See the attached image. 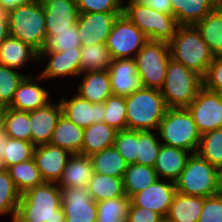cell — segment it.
<instances>
[{"label": "cell", "instance_id": "1", "mask_svg": "<svg viewBox=\"0 0 222 222\" xmlns=\"http://www.w3.org/2000/svg\"><path fill=\"white\" fill-rule=\"evenodd\" d=\"M57 183L44 182L21 194L14 222H65Z\"/></svg>", "mask_w": 222, "mask_h": 222}, {"label": "cell", "instance_id": "2", "mask_svg": "<svg viewBox=\"0 0 222 222\" xmlns=\"http://www.w3.org/2000/svg\"><path fill=\"white\" fill-rule=\"evenodd\" d=\"M168 43L174 61L205 77L215 56L194 25H179Z\"/></svg>", "mask_w": 222, "mask_h": 222}, {"label": "cell", "instance_id": "3", "mask_svg": "<svg viewBox=\"0 0 222 222\" xmlns=\"http://www.w3.org/2000/svg\"><path fill=\"white\" fill-rule=\"evenodd\" d=\"M125 99L127 129L157 131L168 108L160 90L142 86Z\"/></svg>", "mask_w": 222, "mask_h": 222}, {"label": "cell", "instance_id": "4", "mask_svg": "<svg viewBox=\"0 0 222 222\" xmlns=\"http://www.w3.org/2000/svg\"><path fill=\"white\" fill-rule=\"evenodd\" d=\"M162 144L196 153L201 134L187 108H167L157 129Z\"/></svg>", "mask_w": 222, "mask_h": 222}, {"label": "cell", "instance_id": "5", "mask_svg": "<svg viewBox=\"0 0 222 222\" xmlns=\"http://www.w3.org/2000/svg\"><path fill=\"white\" fill-rule=\"evenodd\" d=\"M10 35L25 42L38 53L42 51L47 39L44 8L41 0L11 9Z\"/></svg>", "mask_w": 222, "mask_h": 222}, {"label": "cell", "instance_id": "6", "mask_svg": "<svg viewBox=\"0 0 222 222\" xmlns=\"http://www.w3.org/2000/svg\"><path fill=\"white\" fill-rule=\"evenodd\" d=\"M203 87V78L170 58L160 92L168 108H187Z\"/></svg>", "mask_w": 222, "mask_h": 222}, {"label": "cell", "instance_id": "7", "mask_svg": "<svg viewBox=\"0 0 222 222\" xmlns=\"http://www.w3.org/2000/svg\"><path fill=\"white\" fill-rule=\"evenodd\" d=\"M123 14L149 40L169 42L176 34L179 26L173 15L156 11L147 4L138 2L137 0H124Z\"/></svg>", "mask_w": 222, "mask_h": 222}, {"label": "cell", "instance_id": "8", "mask_svg": "<svg viewBox=\"0 0 222 222\" xmlns=\"http://www.w3.org/2000/svg\"><path fill=\"white\" fill-rule=\"evenodd\" d=\"M176 191L191 196L209 197L219 193V168L197 153L191 154L180 177Z\"/></svg>", "mask_w": 222, "mask_h": 222}, {"label": "cell", "instance_id": "9", "mask_svg": "<svg viewBox=\"0 0 222 222\" xmlns=\"http://www.w3.org/2000/svg\"><path fill=\"white\" fill-rule=\"evenodd\" d=\"M170 58L168 42L148 40L144 44L134 58L143 87L162 88Z\"/></svg>", "mask_w": 222, "mask_h": 222}, {"label": "cell", "instance_id": "10", "mask_svg": "<svg viewBox=\"0 0 222 222\" xmlns=\"http://www.w3.org/2000/svg\"><path fill=\"white\" fill-rule=\"evenodd\" d=\"M149 39L125 14H120L113 23L106 46L112 59H134Z\"/></svg>", "mask_w": 222, "mask_h": 222}, {"label": "cell", "instance_id": "11", "mask_svg": "<svg viewBox=\"0 0 222 222\" xmlns=\"http://www.w3.org/2000/svg\"><path fill=\"white\" fill-rule=\"evenodd\" d=\"M187 109L201 135L222 128V101L217 92L203 86Z\"/></svg>", "mask_w": 222, "mask_h": 222}, {"label": "cell", "instance_id": "12", "mask_svg": "<svg viewBox=\"0 0 222 222\" xmlns=\"http://www.w3.org/2000/svg\"><path fill=\"white\" fill-rule=\"evenodd\" d=\"M38 60V64L43 63L45 65L44 70L39 73L45 80L64 79L65 77L76 78L82 73L81 47L62 52L41 51Z\"/></svg>", "mask_w": 222, "mask_h": 222}, {"label": "cell", "instance_id": "13", "mask_svg": "<svg viewBox=\"0 0 222 222\" xmlns=\"http://www.w3.org/2000/svg\"><path fill=\"white\" fill-rule=\"evenodd\" d=\"M65 222H96L97 202L87 187L60 188Z\"/></svg>", "mask_w": 222, "mask_h": 222}, {"label": "cell", "instance_id": "14", "mask_svg": "<svg viewBox=\"0 0 222 222\" xmlns=\"http://www.w3.org/2000/svg\"><path fill=\"white\" fill-rule=\"evenodd\" d=\"M123 12L79 13L77 30L82 46L106 44L112 26Z\"/></svg>", "mask_w": 222, "mask_h": 222}, {"label": "cell", "instance_id": "15", "mask_svg": "<svg viewBox=\"0 0 222 222\" xmlns=\"http://www.w3.org/2000/svg\"><path fill=\"white\" fill-rule=\"evenodd\" d=\"M175 193V182L157 179L153 184L133 195L130 201L135 206L153 210L166 218Z\"/></svg>", "mask_w": 222, "mask_h": 222}, {"label": "cell", "instance_id": "16", "mask_svg": "<svg viewBox=\"0 0 222 222\" xmlns=\"http://www.w3.org/2000/svg\"><path fill=\"white\" fill-rule=\"evenodd\" d=\"M43 81L46 82L39 74L35 77L31 73L26 75L18 85L9 107L30 112L47 105L53 98L50 92L41 86Z\"/></svg>", "mask_w": 222, "mask_h": 222}, {"label": "cell", "instance_id": "17", "mask_svg": "<svg viewBox=\"0 0 222 222\" xmlns=\"http://www.w3.org/2000/svg\"><path fill=\"white\" fill-rule=\"evenodd\" d=\"M59 101L62 114L78 127L84 129L93 123L104 122V103L89 102L75 93L69 99L62 96Z\"/></svg>", "mask_w": 222, "mask_h": 222}, {"label": "cell", "instance_id": "18", "mask_svg": "<svg viewBox=\"0 0 222 222\" xmlns=\"http://www.w3.org/2000/svg\"><path fill=\"white\" fill-rule=\"evenodd\" d=\"M71 155L68 151L48 143L35 146L33 159L44 182L58 184Z\"/></svg>", "mask_w": 222, "mask_h": 222}, {"label": "cell", "instance_id": "19", "mask_svg": "<svg viewBox=\"0 0 222 222\" xmlns=\"http://www.w3.org/2000/svg\"><path fill=\"white\" fill-rule=\"evenodd\" d=\"M45 15L47 38L54 31L70 30L77 23L79 11L76 0H41Z\"/></svg>", "mask_w": 222, "mask_h": 222}, {"label": "cell", "instance_id": "20", "mask_svg": "<svg viewBox=\"0 0 222 222\" xmlns=\"http://www.w3.org/2000/svg\"><path fill=\"white\" fill-rule=\"evenodd\" d=\"M108 71L113 95L127 97L142 87L135 59H113Z\"/></svg>", "mask_w": 222, "mask_h": 222}, {"label": "cell", "instance_id": "21", "mask_svg": "<svg viewBox=\"0 0 222 222\" xmlns=\"http://www.w3.org/2000/svg\"><path fill=\"white\" fill-rule=\"evenodd\" d=\"M62 114L60 101H50L44 107L30 111L31 142L35 145L50 143L57 121Z\"/></svg>", "mask_w": 222, "mask_h": 222}, {"label": "cell", "instance_id": "22", "mask_svg": "<svg viewBox=\"0 0 222 222\" xmlns=\"http://www.w3.org/2000/svg\"><path fill=\"white\" fill-rule=\"evenodd\" d=\"M79 77L81 83L76 87L75 93L83 99L92 103H104L109 96L113 95L108 70L84 72Z\"/></svg>", "mask_w": 222, "mask_h": 222}, {"label": "cell", "instance_id": "23", "mask_svg": "<svg viewBox=\"0 0 222 222\" xmlns=\"http://www.w3.org/2000/svg\"><path fill=\"white\" fill-rule=\"evenodd\" d=\"M191 154L189 151L162 144L154 166L158 179L176 182Z\"/></svg>", "mask_w": 222, "mask_h": 222}, {"label": "cell", "instance_id": "24", "mask_svg": "<svg viewBox=\"0 0 222 222\" xmlns=\"http://www.w3.org/2000/svg\"><path fill=\"white\" fill-rule=\"evenodd\" d=\"M39 53L30 45L9 35L0 44V64L18 71L29 62H39Z\"/></svg>", "mask_w": 222, "mask_h": 222}, {"label": "cell", "instance_id": "25", "mask_svg": "<svg viewBox=\"0 0 222 222\" xmlns=\"http://www.w3.org/2000/svg\"><path fill=\"white\" fill-rule=\"evenodd\" d=\"M94 170L90 156L72 154L58 182L60 188L87 187Z\"/></svg>", "mask_w": 222, "mask_h": 222}, {"label": "cell", "instance_id": "26", "mask_svg": "<svg viewBox=\"0 0 222 222\" xmlns=\"http://www.w3.org/2000/svg\"><path fill=\"white\" fill-rule=\"evenodd\" d=\"M83 134V128L78 127L61 114L53 131L50 144L60 147L71 154H80L82 151Z\"/></svg>", "mask_w": 222, "mask_h": 222}, {"label": "cell", "instance_id": "27", "mask_svg": "<svg viewBox=\"0 0 222 222\" xmlns=\"http://www.w3.org/2000/svg\"><path fill=\"white\" fill-rule=\"evenodd\" d=\"M204 206V197L174 194L167 219L171 222H198Z\"/></svg>", "mask_w": 222, "mask_h": 222}, {"label": "cell", "instance_id": "28", "mask_svg": "<svg viewBox=\"0 0 222 222\" xmlns=\"http://www.w3.org/2000/svg\"><path fill=\"white\" fill-rule=\"evenodd\" d=\"M117 131L105 122L93 123L84 128L81 155L91 156L105 148L114 146Z\"/></svg>", "mask_w": 222, "mask_h": 222}, {"label": "cell", "instance_id": "29", "mask_svg": "<svg viewBox=\"0 0 222 222\" xmlns=\"http://www.w3.org/2000/svg\"><path fill=\"white\" fill-rule=\"evenodd\" d=\"M30 112L11 107L0 109V127L13 139L31 142Z\"/></svg>", "mask_w": 222, "mask_h": 222}, {"label": "cell", "instance_id": "30", "mask_svg": "<svg viewBox=\"0 0 222 222\" xmlns=\"http://www.w3.org/2000/svg\"><path fill=\"white\" fill-rule=\"evenodd\" d=\"M170 4L179 25H195L216 9L209 0H170Z\"/></svg>", "mask_w": 222, "mask_h": 222}, {"label": "cell", "instance_id": "31", "mask_svg": "<svg viewBox=\"0 0 222 222\" xmlns=\"http://www.w3.org/2000/svg\"><path fill=\"white\" fill-rule=\"evenodd\" d=\"M34 149L35 145L32 142L10 138L0 127V156L3 157L7 168L32 159Z\"/></svg>", "mask_w": 222, "mask_h": 222}, {"label": "cell", "instance_id": "32", "mask_svg": "<svg viewBox=\"0 0 222 222\" xmlns=\"http://www.w3.org/2000/svg\"><path fill=\"white\" fill-rule=\"evenodd\" d=\"M214 56L222 51V9L216 8L194 25Z\"/></svg>", "mask_w": 222, "mask_h": 222}, {"label": "cell", "instance_id": "33", "mask_svg": "<svg viewBox=\"0 0 222 222\" xmlns=\"http://www.w3.org/2000/svg\"><path fill=\"white\" fill-rule=\"evenodd\" d=\"M90 157L95 173L123 178L128 164L115 146L105 148L100 152L92 154Z\"/></svg>", "mask_w": 222, "mask_h": 222}, {"label": "cell", "instance_id": "34", "mask_svg": "<svg viewBox=\"0 0 222 222\" xmlns=\"http://www.w3.org/2000/svg\"><path fill=\"white\" fill-rule=\"evenodd\" d=\"M87 189L95 202L125 196L122 178L95 172L87 185Z\"/></svg>", "mask_w": 222, "mask_h": 222}, {"label": "cell", "instance_id": "35", "mask_svg": "<svg viewBox=\"0 0 222 222\" xmlns=\"http://www.w3.org/2000/svg\"><path fill=\"white\" fill-rule=\"evenodd\" d=\"M125 195L131 198L136 193L153 184L158 176L154 167L139 164H129L123 175Z\"/></svg>", "mask_w": 222, "mask_h": 222}, {"label": "cell", "instance_id": "36", "mask_svg": "<svg viewBox=\"0 0 222 222\" xmlns=\"http://www.w3.org/2000/svg\"><path fill=\"white\" fill-rule=\"evenodd\" d=\"M17 190L23 194L30 188L41 185L44 180L36 166L34 159L14 164L7 168Z\"/></svg>", "mask_w": 222, "mask_h": 222}, {"label": "cell", "instance_id": "37", "mask_svg": "<svg viewBox=\"0 0 222 222\" xmlns=\"http://www.w3.org/2000/svg\"><path fill=\"white\" fill-rule=\"evenodd\" d=\"M112 60L106 44L98 43L90 46H81L82 73L109 70Z\"/></svg>", "mask_w": 222, "mask_h": 222}, {"label": "cell", "instance_id": "38", "mask_svg": "<svg viewBox=\"0 0 222 222\" xmlns=\"http://www.w3.org/2000/svg\"><path fill=\"white\" fill-rule=\"evenodd\" d=\"M129 204L126 195L97 202L96 222H126Z\"/></svg>", "mask_w": 222, "mask_h": 222}, {"label": "cell", "instance_id": "39", "mask_svg": "<svg viewBox=\"0 0 222 222\" xmlns=\"http://www.w3.org/2000/svg\"><path fill=\"white\" fill-rule=\"evenodd\" d=\"M196 153L220 169L222 167V128L202 134Z\"/></svg>", "mask_w": 222, "mask_h": 222}, {"label": "cell", "instance_id": "40", "mask_svg": "<svg viewBox=\"0 0 222 222\" xmlns=\"http://www.w3.org/2000/svg\"><path fill=\"white\" fill-rule=\"evenodd\" d=\"M157 131H138L136 164L154 167L162 145Z\"/></svg>", "mask_w": 222, "mask_h": 222}, {"label": "cell", "instance_id": "41", "mask_svg": "<svg viewBox=\"0 0 222 222\" xmlns=\"http://www.w3.org/2000/svg\"><path fill=\"white\" fill-rule=\"evenodd\" d=\"M21 193L17 190L9 172L0 173V216L11 215L14 222Z\"/></svg>", "mask_w": 222, "mask_h": 222}, {"label": "cell", "instance_id": "42", "mask_svg": "<svg viewBox=\"0 0 222 222\" xmlns=\"http://www.w3.org/2000/svg\"><path fill=\"white\" fill-rule=\"evenodd\" d=\"M26 75L0 64V109L11 105L15 91Z\"/></svg>", "mask_w": 222, "mask_h": 222}, {"label": "cell", "instance_id": "43", "mask_svg": "<svg viewBox=\"0 0 222 222\" xmlns=\"http://www.w3.org/2000/svg\"><path fill=\"white\" fill-rule=\"evenodd\" d=\"M104 122L116 131L127 129L126 99L123 96L111 95L104 102Z\"/></svg>", "mask_w": 222, "mask_h": 222}, {"label": "cell", "instance_id": "44", "mask_svg": "<svg viewBox=\"0 0 222 222\" xmlns=\"http://www.w3.org/2000/svg\"><path fill=\"white\" fill-rule=\"evenodd\" d=\"M77 23L70 26V30L54 31V33L46 39V43L42 51H68L73 48L81 47Z\"/></svg>", "mask_w": 222, "mask_h": 222}, {"label": "cell", "instance_id": "45", "mask_svg": "<svg viewBox=\"0 0 222 222\" xmlns=\"http://www.w3.org/2000/svg\"><path fill=\"white\" fill-rule=\"evenodd\" d=\"M114 146L128 165L136 163L138 131L128 129L117 131Z\"/></svg>", "mask_w": 222, "mask_h": 222}, {"label": "cell", "instance_id": "46", "mask_svg": "<svg viewBox=\"0 0 222 222\" xmlns=\"http://www.w3.org/2000/svg\"><path fill=\"white\" fill-rule=\"evenodd\" d=\"M79 13L123 12L124 0H76Z\"/></svg>", "mask_w": 222, "mask_h": 222}, {"label": "cell", "instance_id": "47", "mask_svg": "<svg viewBox=\"0 0 222 222\" xmlns=\"http://www.w3.org/2000/svg\"><path fill=\"white\" fill-rule=\"evenodd\" d=\"M198 222H222V195L204 198V206Z\"/></svg>", "mask_w": 222, "mask_h": 222}, {"label": "cell", "instance_id": "48", "mask_svg": "<svg viewBox=\"0 0 222 222\" xmlns=\"http://www.w3.org/2000/svg\"><path fill=\"white\" fill-rule=\"evenodd\" d=\"M203 86L210 91H222V58L214 57L203 78Z\"/></svg>", "mask_w": 222, "mask_h": 222}, {"label": "cell", "instance_id": "49", "mask_svg": "<svg viewBox=\"0 0 222 222\" xmlns=\"http://www.w3.org/2000/svg\"><path fill=\"white\" fill-rule=\"evenodd\" d=\"M164 217L153 210L135 206L131 201L126 222H161Z\"/></svg>", "mask_w": 222, "mask_h": 222}, {"label": "cell", "instance_id": "50", "mask_svg": "<svg viewBox=\"0 0 222 222\" xmlns=\"http://www.w3.org/2000/svg\"><path fill=\"white\" fill-rule=\"evenodd\" d=\"M11 9L0 4V44L10 35Z\"/></svg>", "mask_w": 222, "mask_h": 222}, {"label": "cell", "instance_id": "51", "mask_svg": "<svg viewBox=\"0 0 222 222\" xmlns=\"http://www.w3.org/2000/svg\"><path fill=\"white\" fill-rule=\"evenodd\" d=\"M138 2L147 4L150 8L162 12L169 13L172 15V7L170 0H137Z\"/></svg>", "mask_w": 222, "mask_h": 222}, {"label": "cell", "instance_id": "52", "mask_svg": "<svg viewBox=\"0 0 222 222\" xmlns=\"http://www.w3.org/2000/svg\"><path fill=\"white\" fill-rule=\"evenodd\" d=\"M30 0H0V4L6 8H16L17 6L28 3Z\"/></svg>", "mask_w": 222, "mask_h": 222}, {"label": "cell", "instance_id": "53", "mask_svg": "<svg viewBox=\"0 0 222 222\" xmlns=\"http://www.w3.org/2000/svg\"><path fill=\"white\" fill-rule=\"evenodd\" d=\"M209 2H210L215 8H221V7H222V0H209Z\"/></svg>", "mask_w": 222, "mask_h": 222}, {"label": "cell", "instance_id": "54", "mask_svg": "<svg viewBox=\"0 0 222 222\" xmlns=\"http://www.w3.org/2000/svg\"><path fill=\"white\" fill-rule=\"evenodd\" d=\"M219 194L222 195V167L219 169Z\"/></svg>", "mask_w": 222, "mask_h": 222}, {"label": "cell", "instance_id": "55", "mask_svg": "<svg viewBox=\"0 0 222 222\" xmlns=\"http://www.w3.org/2000/svg\"><path fill=\"white\" fill-rule=\"evenodd\" d=\"M7 170V167L4 163L3 157L0 156V173L4 172Z\"/></svg>", "mask_w": 222, "mask_h": 222}, {"label": "cell", "instance_id": "56", "mask_svg": "<svg viewBox=\"0 0 222 222\" xmlns=\"http://www.w3.org/2000/svg\"><path fill=\"white\" fill-rule=\"evenodd\" d=\"M217 93L219 94L221 101H222V91H218Z\"/></svg>", "mask_w": 222, "mask_h": 222}, {"label": "cell", "instance_id": "57", "mask_svg": "<svg viewBox=\"0 0 222 222\" xmlns=\"http://www.w3.org/2000/svg\"><path fill=\"white\" fill-rule=\"evenodd\" d=\"M161 222H171L167 218H164Z\"/></svg>", "mask_w": 222, "mask_h": 222}, {"label": "cell", "instance_id": "58", "mask_svg": "<svg viewBox=\"0 0 222 222\" xmlns=\"http://www.w3.org/2000/svg\"><path fill=\"white\" fill-rule=\"evenodd\" d=\"M218 57L222 58V51H221V53L218 55Z\"/></svg>", "mask_w": 222, "mask_h": 222}]
</instances>
